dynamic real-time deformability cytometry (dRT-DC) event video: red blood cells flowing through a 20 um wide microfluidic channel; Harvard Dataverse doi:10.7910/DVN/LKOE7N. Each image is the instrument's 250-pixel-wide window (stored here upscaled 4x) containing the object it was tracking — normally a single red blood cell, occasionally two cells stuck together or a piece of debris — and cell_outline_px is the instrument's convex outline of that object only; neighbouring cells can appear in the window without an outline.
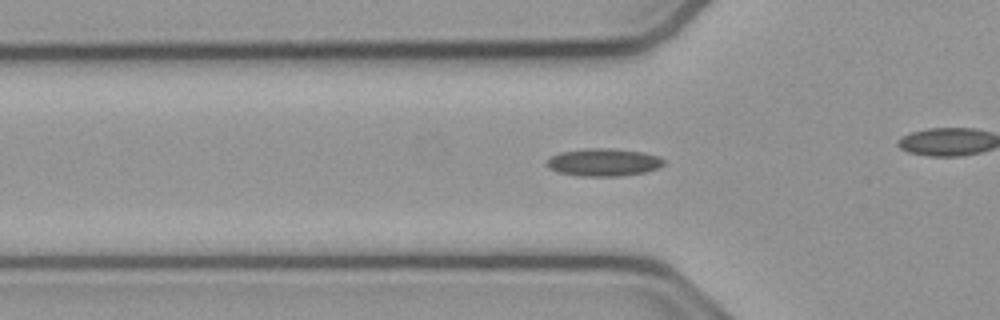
{"species": "common noctule bat (a hibernating species)", "species_latin": "Nyctalus noctula", "temperature_condition": "cold", "stored_images_in_passage": 42, "camera_frame_rate_fps": 3000, "um_per_image_px": 0.085, "animal": {"sex": "male", "body_mass_g": 23.1, "forearm_length_mm": 52.7}, "frame": {"image": 1, "passage_image": 17, "time_ms": 5.333, "image_size_px": [1000, 320], "cell_outline_px": [[664, 164], [660, 168], [644, 172], [620, 176], [576, 176], [556, 172], [548, 168], [544, 164], [552, 156], [560, 152], [584, 148], [612, 148], [644, 152], [660, 156], [664, 160]], "centroid_in_image_um": [51.29, 13.79], "position_along_channel_um": 74.5, "area_um2": 19.19}}
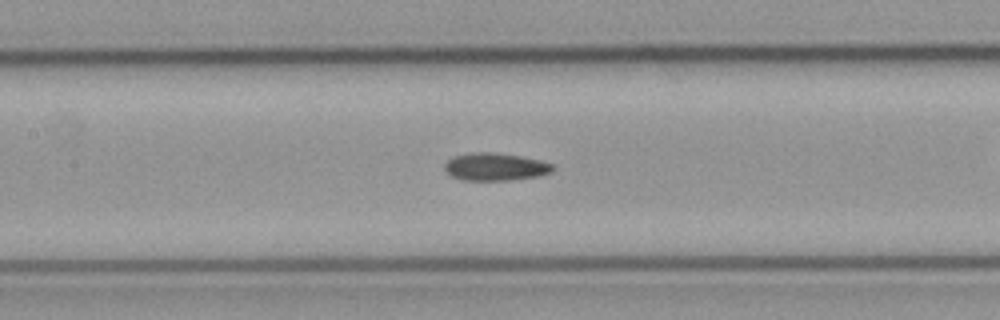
{"frame": {"image": 2, "passage_image": 24, "time_ms": 7.667, "image_size_px": [1000, 320], "cell_outline_px": [[556, 168], [552, 172], [540, 176], [512, 180], [464, 180], [452, 176], [444, 168], [444, 164], [452, 156], [472, 152], [496, 152], [520, 156], [540, 160], [552, 164]], "centroid_in_image_um": [42.13, 14.17], "position_along_channel_um": 165.3, "area_um2": 17.57}}
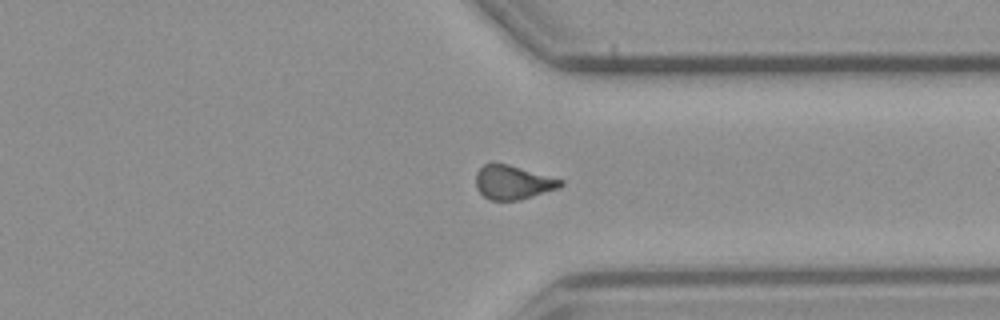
{"frame": {"image": 3, "passage_image": 40, "time_ms": 13.0, "image_size_px": [1000, 320], "cell_outline_px": [[564, 184], [560, 188], [520, 200], [492, 200], [484, 196], [476, 188], [476, 172], [484, 164], [508, 164], [564, 180]], "centroid_in_image_um": [43.62, 15.51], "position_along_channel_um": 367.8, "area_um2": 16.7}}